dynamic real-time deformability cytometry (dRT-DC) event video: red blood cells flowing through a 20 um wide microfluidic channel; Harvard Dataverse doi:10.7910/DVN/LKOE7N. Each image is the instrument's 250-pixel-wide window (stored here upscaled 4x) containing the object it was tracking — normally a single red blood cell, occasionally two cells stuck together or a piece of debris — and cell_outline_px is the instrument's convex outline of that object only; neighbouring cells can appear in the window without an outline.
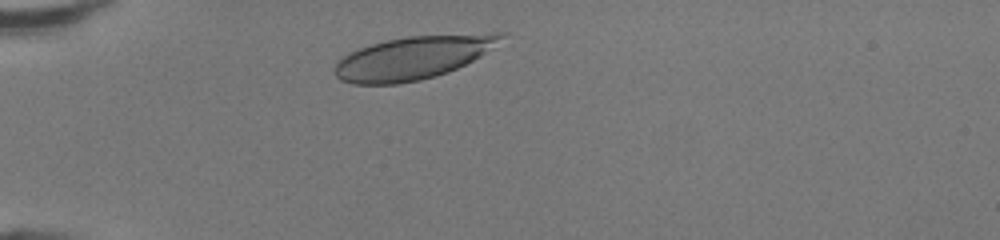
{"species": "human", "species_latin": "Homo sapiens", "temperature_condition": "room temperature", "stored_images_in_passage": 30, "camera_frame_rate_fps": 3000, "um_per_image_px": 0.085, "donor": {"sex": "female"}, "frame": {"image": 1, "passage_image": 1, "time_ms": 0.0, "image_size_px": [1000, 240], "cell_outline_px": [[508, 32], [504, 36], [480, 56], [448, 72], [436, 76], [420, 80], [396, 84], [352, 84], [340, 80], [336, 76], [332, 68], [344, 56], [360, 48], [372, 44], [388, 40], [408, 36], [488, 32]], "centroid_in_image_um": [35.09, 4.9], "position_along_channel_um": 49.9, "area_um2": 41.56}}
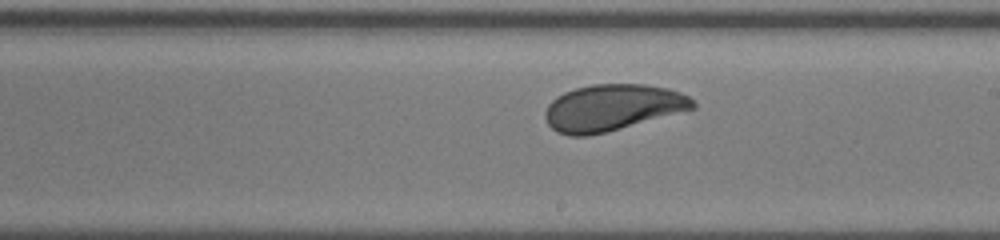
{"frame": {"image": 2, "passage_image": 16, "time_ms": 5.0, "image_size_px": [1000, 240], "cell_outline_px": [[696, 108], [604, 132], [588, 136], [568, 136], [556, 132], [548, 124], [544, 116], [544, 112], [548, 104], [556, 96], [564, 92], [576, 88], [592, 84], [644, 84], [668, 88], [680, 92], [688, 96], [696, 104]], "centroid_in_image_um": [52.01, 9.14], "position_along_channel_um": 237.0, "area_um2": 39.82}}
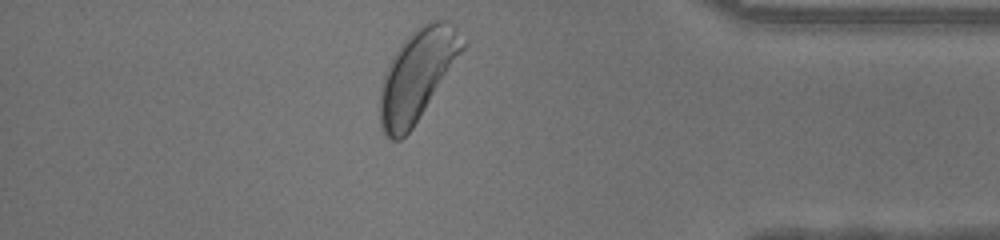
{"frame": {"image": 3, "passage_image": 29, "time_ms": 9.333, "image_size_px": [1000, 240], "cell_outline_px": [[468, 44], [412, 128], [400, 140], [392, 140], [384, 136], [380, 128], [380, 84], [384, 72], [392, 56], [400, 44], [412, 32], [428, 20], [444, 20], [452, 24], [468, 40]], "centroid_in_image_um": [35.47, 6.36], "position_along_channel_um": 399.7, "area_um2": 43.87}, "authors_computed_cell_mechanics": {"area_um2": 40.4311, "velocity_mm_per_s": 4.2804, "shape_relaxation_time_tau1_ms": 2.2863, "shape_relaxation_time_tau2_ms": null, "deformation_change_tau1": 0.1092, "deformation_change_tau2": null}}